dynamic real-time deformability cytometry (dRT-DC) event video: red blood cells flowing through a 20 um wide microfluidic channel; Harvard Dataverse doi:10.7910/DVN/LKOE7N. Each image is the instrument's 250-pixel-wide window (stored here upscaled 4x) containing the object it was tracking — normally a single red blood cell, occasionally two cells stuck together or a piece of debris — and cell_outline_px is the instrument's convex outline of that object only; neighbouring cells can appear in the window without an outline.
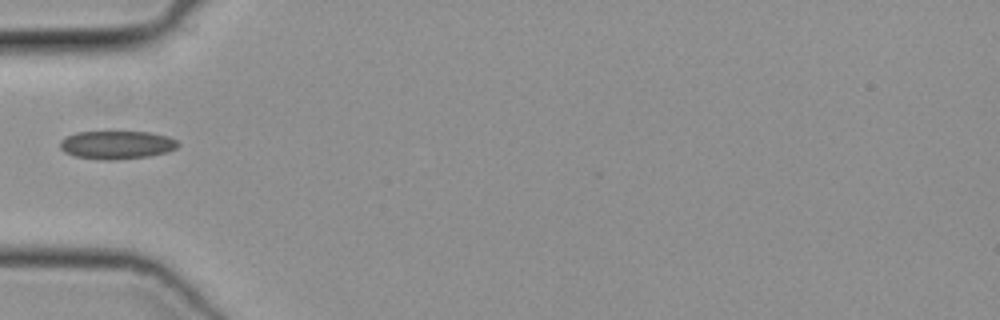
{"species": "common noctule bat (a hibernating species)", "species_latin": "Nyctalus noctula", "temperature_condition": "cold", "stored_images_in_passage": 34, "camera_frame_rate_fps": 3000, "um_per_image_px": 0.085, "animal": {"sex": "female", "body_mass_g": 19.3, "forearm_length_mm": 54.1}, "frame": {"image": 1, "passage_image": 1, "time_ms": 0.0, "image_size_px": [1000, 320], "cell_outline_px": [[180, 144], [176, 148], [168, 152], [148, 156], [116, 160], [100, 160], [76, 156], [64, 152], [60, 148], [60, 140], [64, 136], [76, 132], [148, 132], [168, 136], [176, 140]], "centroid_in_image_um": [9.9, 12.32], "position_along_channel_um": 75.1, "area_um2": 19.54}}
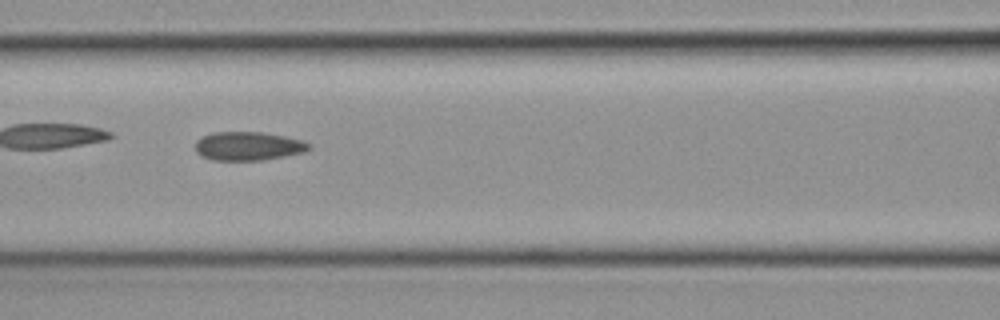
{"frame": {"image": 2, "passage_image": 6, "time_ms": 1.667, "image_size_px": [1000, 320], "cell_outline_px": [[312, 148], [304, 152], [264, 160], [212, 160], [200, 156], [196, 152], [196, 140], [200, 136], [212, 132], [260, 132], [284, 136], [304, 140], [312, 144]], "centroid_in_image_um": [21.1, 12.41], "position_along_channel_um": 145.5, "area_um2": 19.25}}
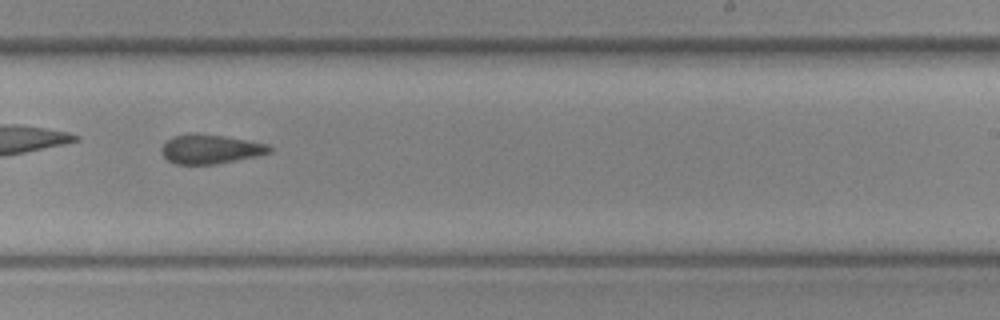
{"frame": {"image": 3, "passage_image": 15, "time_ms": 4.667, "image_size_px": [1000, 320], "cell_outline_px": [[272, 152], [256, 156], [216, 164], [176, 164], [168, 160], [164, 156], [160, 148], [168, 140], [176, 136], [224, 136], [268, 144], [272, 148]], "centroid_in_image_um": [17.94, 12.72], "position_along_channel_um": 271.1, "area_um2": 17.57}}